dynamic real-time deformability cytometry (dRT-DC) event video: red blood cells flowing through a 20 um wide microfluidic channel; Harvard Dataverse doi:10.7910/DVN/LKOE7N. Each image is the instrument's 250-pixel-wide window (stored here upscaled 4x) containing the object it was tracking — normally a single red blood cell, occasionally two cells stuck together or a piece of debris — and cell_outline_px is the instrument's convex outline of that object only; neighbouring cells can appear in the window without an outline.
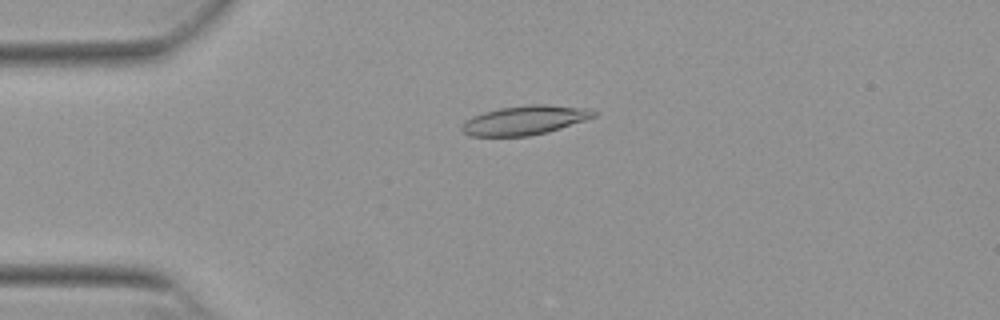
{"species": "Egyptian fruit bat (a non-hibernating species)", "species_latin": "Rousettus aegyptiacus", "temperature_condition": "warm", "stored_images_in_passage": 38, "camera_frame_rate_fps": 3000, "um_per_image_px": 0.085, "animal": {"sex": "female"}, "frame": {"image": 1, "passage_image": 7, "time_ms": 2.0, "image_size_px": [1000, 320], "cell_outline_px": [[596, 116], [548, 132], [528, 136], [468, 136], [460, 128], [460, 124], [464, 120], [472, 116], [484, 112], [500, 108], [528, 104], [548, 104], [592, 108], [596, 112]], "centroid_in_image_um": [44.59, 10.21], "position_along_channel_um": 40.4, "area_um2": 22.66}}
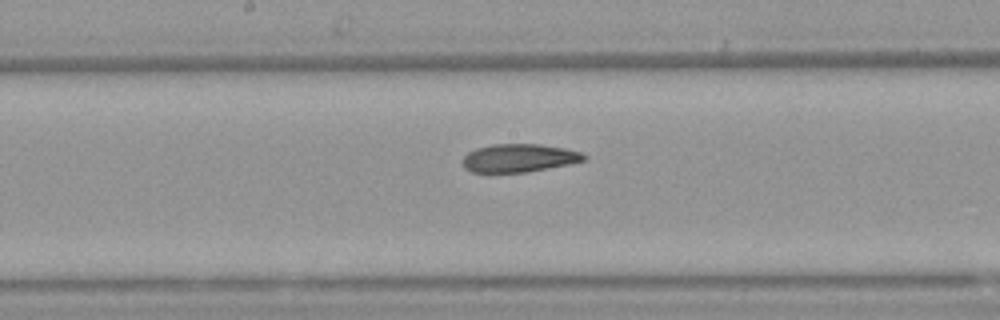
{"frame": {"image": 2, "passage_image": 22, "time_ms": 7.0, "image_size_px": [1000, 320], "cell_outline_px": [[588, 160], [528, 172], [472, 172], [464, 168], [460, 160], [468, 152], [476, 148], [492, 144], [540, 144], [564, 148], [580, 152], [588, 156]], "centroid_in_image_um": [44.1, 13.43], "position_along_channel_um": 204.1, "area_um2": 20.06}}
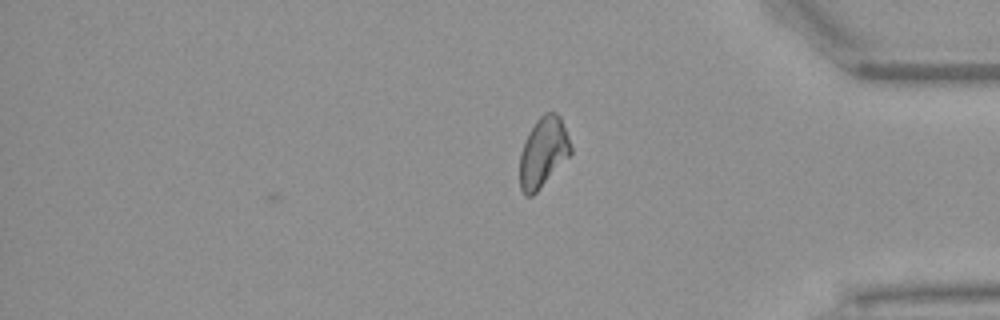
{"frame": {"image": 3, "passage_image": 38, "time_ms": 12.333, "image_size_px": [1000, 320], "cell_outline_px": [[572, 152], [540, 188], [532, 196], [524, 196], [520, 188], [520, 152], [528, 132], [536, 120], [544, 112], [556, 112], [560, 116], [572, 148]], "centroid_in_image_um": [46.15, 12.93], "position_along_channel_um": 389.1, "area_um2": 20.63}, "authors_computed_cell_mechanics": {"area_um2": 20.8947, "velocity_mm_per_s": 3.8514, "shape_relaxation_time_tau1_ms": null, "shape_relaxation_time_tau2_ms": 5.7412, "deformation_change_tau1": null, "deformation_change_tau2": 0.1412}}